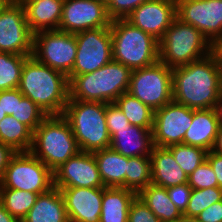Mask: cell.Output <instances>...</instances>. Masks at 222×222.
<instances>
[{
    "mask_svg": "<svg viewBox=\"0 0 222 222\" xmlns=\"http://www.w3.org/2000/svg\"><path fill=\"white\" fill-rule=\"evenodd\" d=\"M173 101L191 109L215 108L222 94V68L212 53L172 69Z\"/></svg>",
    "mask_w": 222,
    "mask_h": 222,
    "instance_id": "1",
    "label": "cell"
},
{
    "mask_svg": "<svg viewBox=\"0 0 222 222\" xmlns=\"http://www.w3.org/2000/svg\"><path fill=\"white\" fill-rule=\"evenodd\" d=\"M18 90L48 116L63 115L69 100V79L30 56L23 65Z\"/></svg>",
    "mask_w": 222,
    "mask_h": 222,
    "instance_id": "2",
    "label": "cell"
},
{
    "mask_svg": "<svg viewBox=\"0 0 222 222\" xmlns=\"http://www.w3.org/2000/svg\"><path fill=\"white\" fill-rule=\"evenodd\" d=\"M132 70L112 60L91 73L70 75L69 99L112 103L129 88Z\"/></svg>",
    "mask_w": 222,
    "mask_h": 222,
    "instance_id": "3",
    "label": "cell"
},
{
    "mask_svg": "<svg viewBox=\"0 0 222 222\" xmlns=\"http://www.w3.org/2000/svg\"><path fill=\"white\" fill-rule=\"evenodd\" d=\"M106 103L69 99L63 116L68 120L79 150L95 152L110 147Z\"/></svg>",
    "mask_w": 222,
    "mask_h": 222,
    "instance_id": "4",
    "label": "cell"
},
{
    "mask_svg": "<svg viewBox=\"0 0 222 222\" xmlns=\"http://www.w3.org/2000/svg\"><path fill=\"white\" fill-rule=\"evenodd\" d=\"M79 151L68 120L63 115H49L33 132L29 152L53 172Z\"/></svg>",
    "mask_w": 222,
    "mask_h": 222,
    "instance_id": "5",
    "label": "cell"
},
{
    "mask_svg": "<svg viewBox=\"0 0 222 222\" xmlns=\"http://www.w3.org/2000/svg\"><path fill=\"white\" fill-rule=\"evenodd\" d=\"M110 32L114 61L131 70L148 67L159 61V41L125 19L112 20Z\"/></svg>",
    "mask_w": 222,
    "mask_h": 222,
    "instance_id": "6",
    "label": "cell"
},
{
    "mask_svg": "<svg viewBox=\"0 0 222 222\" xmlns=\"http://www.w3.org/2000/svg\"><path fill=\"white\" fill-rule=\"evenodd\" d=\"M159 61L176 68L199 60L211 53V43L194 26L177 17L159 41Z\"/></svg>",
    "mask_w": 222,
    "mask_h": 222,
    "instance_id": "7",
    "label": "cell"
},
{
    "mask_svg": "<svg viewBox=\"0 0 222 222\" xmlns=\"http://www.w3.org/2000/svg\"><path fill=\"white\" fill-rule=\"evenodd\" d=\"M127 92L153 111L162 108L173 100L172 68L158 61L132 70Z\"/></svg>",
    "mask_w": 222,
    "mask_h": 222,
    "instance_id": "8",
    "label": "cell"
},
{
    "mask_svg": "<svg viewBox=\"0 0 222 222\" xmlns=\"http://www.w3.org/2000/svg\"><path fill=\"white\" fill-rule=\"evenodd\" d=\"M53 187V172L30 152H17L0 181V188L18 189L38 195Z\"/></svg>",
    "mask_w": 222,
    "mask_h": 222,
    "instance_id": "9",
    "label": "cell"
},
{
    "mask_svg": "<svg viewBox=\"0 0 222 222\" xmlns=\"http://www.w3.org/2000/svg\"><path fill=\"white\" fill-rule=\"evenodd\" d=\"M76 52L75 34L58 29L34 34L32 56L68 78L76 60Z\"/></svg>",
    "mask_w": 222,
    "mask_h": 222,
    "instance_id": "10",
    "label": "cell"
},
{
    "mask_svg": "<svg viewBox=\"0 0 222 222\" xmlns=\"http://www.w3.org/2000/svg\"><path fill=\"white\" fill-rule=\"evenodd\" d=\"M75 39L76 60L70 75L91 73L113 60L110 27L76 33Z\"/></svg>",
    "mask_w": 222,
    "mask_h": 222,
    "instance_id": "11",
    "label": "cell"
},
{
    "mask_svg": "<svg viewBox=\"0 0 222 222\" xmlns=\"http://www.w3.org/2000/svg\"><path fill=\"white\" fill-rule=\"evenodd\" d=\"M33 42L24 6L8 1L0 11V52L32 56Z\"/></svg>",
    "mask_w": 222,
    "mask_h": 222,
    "instance_id": "12",
    "label": "cell"
},
{
    "mask_svg": "<svg viewBox=\"0 0 222 222\" xmlns=\"http://www.w3.org/2000/svg\"><path fill=\"white\" fill-rule=\"evenodd\" d=\"M105 0H64L58 30L76 34L110 27Z\"/></svg>",
    "mask_w": 222,
    "mask_h": 222,
    "instance_id": "13",
    "label": "cell"
},
{
    "mask_svg": "<svg viewBox=\"0 0 222 222\" xmlns=\"http://www.w3.org/2000/svg\"><path fill=\"white\" fill-rule=\"evenodd\" d=\"M192 123V109L171 101L154 111L153 144L167 148L183 143L184 135Z\"/></svg>",
    "mask_w": 222,
    "mask_h": 222,
    "instance_id": "14",
    "label": "cell"
},
{
    "mask_svg": "<svg viewBox=\"0 0 222 222\" xmlns=\"http://www.w3.org/2000/svg\"><path fill=\"white\" fill-rule=\"evenodd\" d=\"M176 15L212 44L222 36V0H176Z\"/></svg>",
    "mask_w": 222,
    "mask_h": 222,
    "instance_id": "15",
    "label": "cell"
},
{
    "mask_svg": "<svg viewBox=\"0 0 222 222\" xmlns=\"http://www.w3.org/2000/svg\"><path fill=\"white\" fill-rule=\"evenodd\" d=\"M53 186L62 188L104 187L98 166L91 152L79 151L53 171Z\"/></svg>",
    "mask_w": 222,
    "mask_h": 222,
    "instance_id": "16",
    "label": "cell"
},
{
    "mask_svg": "<svg viewBox=\"0 0 222 222\" xmlns=\"http://www.w3.org/2000/svg\"><path fill=\"white\" fill-rule=\"evenodd\" d=\"M176 17V0H148L125 20L160 41Z\"/></svg>",
    "mask_w": 222,
    "mask_h": 222,
    "instance_id": "17",
    "label": "cell"
},
{
    "mask_svg": "<svg viewBox=\"0 0 222 222\" xmlns=\"http://www.w3.org/2000/svg\"><path fill=\"white\" fill-rule=\"evenodd\" d=\"M103 191L104 187L60 189L69 222H99Z\"/></svg>",
    "mask_w": 222,
    "mask_h": 222,
    "instance_id": "18",
    "label": "cell"
},
{
    "mask_svg": "<svg viewBox=\"0 0 222 222\" xmlns=\"http://www.w3.org/2000/svg\"><path fill=\"white\" fill-rule=\"evenodd\" d=\"M150 160L152 184L169 188L188 183L187 174L180 168L167 148L154 146Z\"/></svg>",
    "mask_w": 222,
    "mask_h": 222,
    "instance_id": "19",
    "label": "cell"
},
{
    "mask_svg": "<svg viewBox=\"0 0 222 222\" xmlns=\"http://www.w3.org/2000/svg\"><path fill=\"white\" fill-rule=\"evenodd\" d=\"M110 147L126 157L150 156L154 147L152 130L135 125L117 130L111 136Z\"/></svg>",
    "mask_w": 222,
    "mask_h": 222,
    "instance_id": "20",
    "label": "cell"
},
{
    "mask_svg": "<svg viewBox=\"0 0 222 222\" xmlns=\"http://www.w3.org/2000/svg\"><path fill=\"white\" fill-rule=\"evenodd\" d=\"M64 0H24L26 20L31 31L56 30L62 16Z\"/></svg>",
    "mask_w": 222,
    "mask_h": 222,
    "instance_id": "21",
    "label": "cell"
},
{
    "mask_svg": "<svg viewBox=\"0 0 222 222\" xmlns=\"http://www.w3.org/2000/svg\"><path fill=\"white\" fill-rule=\"evenodd\" d=\"M218 129L215 108L192 109V123L184 135L183 144L211 151Z\"/></svg>",
    "mask_w": 222,
    "mask_h": 222,
    "instance_id": "22",
    "label": "cell"
},
{
    "mask_svg": "<svg viewBox=\"0 0 222 222\" xmlns=\"http://www.w3.org/2000/svg\"><path fill=\"white\" fill-rule=\"evenodd\" d=\"M21 222H69L60 190L53 187L39 194Z\"/></svg>",
    "mask_w": 222,
    "mask_h": 222,
    "instance_id": "23",
    "label": "cell"
},
{
    "mask_svg": "<svg viewBox=\"0 0 222 222\" xmlns=\"http://www.w3.org/2000/svg\"><path fill=\"white\" fill-rule=\"evenodd\" d=\"M104 187L126 189L127 157L111 147L93 152Z\"/></svg>",
    "mask_w": 222,
    "mask_h": 222,
    "instance_id": "24",
    "label": "cell"
},
{
    "mask_svg": "<svg viewBox=\"0 0 222 222\" xmlns=\"http://www.w3.org/2000/svg\"><path fill=\"white\" fill-rule=\"evenodd\" d=\"M137 193L123 187H104L99 222H128L129 208Z\"/></svg>",
    "mask_w": 222,
    "mask_h": 222,
    "instance_id": "25",
    "label": "cell"
},
{
    "mask_svg": "<svg viewBox=\"0 0 222 222\" xmlns=\"http://www.w3.org/2000/svg\"><path fill=\"white\" fill-rule=\"evenodd\" d=\"M161 222H176L182 215L171 202L167 188L149 184L137 194Z\"/></svg>",
    "mask_w": 222,
    "mask_h": 222,
    "instance_id": "26",
    "label": "cell"
},
{
    "mask_svg": "<svg viewBox=\"0 0 222 222\" xmlns=\"http://www.w3.org/2000/svg\"><path fill=\"white\" fill-rule=\"evenodd\" d=\"M33 132L12 115L0 121V142L12 147L16 152H29Z\"/></svg>",
    "mask_w": 222,
    "mask_h": 222,
    "instance_id": "27",
    "label": "cell"
},
{
    "mask_svg": "<svg viewBox=\"0 0 222 222\" xmlns=\"http://www.w3.org/2000/svg\"><path fill=\"white\" fill-rule=\"evenodd\" d=\"M114 103L119 107L131 125L152 130L154 111L128 92L123 93Z\"/></svg>",
    "mask_w": 222,
    "mask_h": 222,
    "instance_id": "28",
    "label": "cell"
},
{
    "mask_svg": "<svg viewBox=\"0 0 222 222\" xmlns=\"http://www.w3.org/2000/svg\"><path fill=\"white\" fill-rule=\"evenodd\" d=\"M38 194L18 189L0 188V202L5 209L20 222L35 204Z\"/></svg>",
    "mask_w": 222,
    "mask_h": 222,
    "instance_id": "29",
    "label": "cell"
},
{
    "mask_svg": "<svg viewBox=\"0 0 222 222\" xmlns=\"http://www.w3.org/2000/svg\"><path fill=\"white\" fill-rule=\"evenodd\" d=\"M29 57L0 52V91L18 88L23 65Z\"/></svg>",
    "mask_w": 222,
    "mask_h": 222,
    "instance_id": "30",
    "label": "cell"
},
{
    "mask_svg": "<svg viewBox=\"0 0 222 222\" xmlns=\"http://www.w3.org/2000/svg\"><path fill=\"white\" fill-rule=\"evenodd\" d=\"M151 184L150 156L127 157L126 189L137 194Z\"/></svg>",
    "mask_w": 222,
    "mask_h": 222,
    "instance_id": "31",
    "label": "cell"
},
{
    "mask_svg": "<svg viewBox=\"0 0 222 222\" xmlns=\"http://www.w3.org/2000/svg\"><path fill=\"white\" fill-rule=\"evenodd\" d=\"M180 168L189 177L190 174L206 161L207 150L186 144H175L167 147Z\"/></svg>",
    "mask_w": 222,
    "mask_h": 222,
    "instance_id": "32",
    "label": "cell"
},
{
    "mask_svg": "<svg viewBox=\"0 0 222 222\" xmlns=\"http://www.w3.org/2000/svg\"><path fill=\"white\" fill-rule=\"evenodd\" d=\"M12 116L34 132L48 115L16 88V107Z\"/></svg>",
    "mask_w": 222,
    "mask_h": 222,
    "instance_id": "33",
    "label": "cell"
},
{
    "mask_svg": "<svg viewBox=\"0 0 222 222\" xmlns=\"http://www.w3.org/2000/svg\"><path fill=\"white\" fill-rule=\"evenodd\" d=\"M222 200V188L192 189L186 211L187 216L197 217L203 210Z\"/></svg>",
    "mask_w": 222,
    "mask_h": 222,
    "instance_id": "34",
    "label": "cell"
},
{
    "mask_svg": "<svg viewBox=\"0 0 222 222\" xmlns=\"http://www.w3.org/2000/svg\"><path fill=\"white\" fill-rule=\"evenodd\" d=\"M188 184L192 189L218 187L216 174L207 160L190 174Z\"/></svg>",
    "mask_w": 222,
    "mask_h": 222,
    "instance_id": "35",
    "label": "cell"
},
{
    "mask_svg": "<svg viewBox=\"0 0 222 222\" xmlns=\"http://www.w3.org/2000/svg\"><path fill=\"white\" fill-rule=\"evenodd\" d=\"M111 20L125 19L134 9L148 0H105Z\"/></svg>",
    "mask_w": 222,
    "mask_h": 222,
    "instance_id": "36",
    "label": "cell"
},
{
    "mask_svg": "<svg viewBox=\"0 0 222 222\" xmlns=\"http://www.w3.org/2000/svg\"><path fill=\"white\" fill-rule=\"evenodd\" d=\"M105 118L110 137L117 130L130 128L131 126L127 117L114 102L106 104Z\"/></svg>",
    "mask_w": 222,
    "mask_h": 222,
    "instance_id": "37",
    "label": "cell"
},
{
    "mask_svg": "<svg viewBox=\"0 0 222 222\" xmlns=\"http://www.w3.org/2000/svg\"><path fill=\"white\" fill-rule=\"evenodd\" d=\"M128 222H161V220L156 217L137 195L130 205Z\"/></svg>",
    "mask_w": 222,
    "mask_h": 222,
    "instance_id": "38",
    "label": "cell"
},
{
    "mask_svg": "<svg viewBox=\"0 0 222 222\" xmlns=\"http://www.w3.org/2000/svg\"><path fill=\"white\" fill-rule=\"evenodd\" d=\"M192 188L188 183L167 188V193L172 203L183 214L188 206Z\"/></svg>",
    "mask_w": 222,
    "mask_h": 222,
    "instance_id": "39",
    "label": "cell"
},
{
    "mask_svg": "<svg viewBox=\"0 0 222 222\" xmlns=\"http://www.w3.org/2000/svg\"><path fill=\"white\" fill-rule=\"evenodd\" d=\"M197 218L201 222H222V200L203 210Z\"/></svg>",
    "mask_w": 222,
    "mask_h": 222,
    "instance_id": "40",
    "label": "cell"
},
{
    "mask_svg": "<svg viewBox=\"0 0 222 222\" xmlns=\"http://www.w3.org/2000/svg\"><path fill=\"white\" fill-rule=\"evenodd\" d=\"M0 101L1 107L3 111L6 112L7 115H12L15 113L16 107V88L0 91Z\"/></svg>",
    "mask_w": 222,
    "mask_h": 222,
    "instance_id": "41",
    "label": "cell"
},
{
    "mask_svg": "<svg viewBox=\"0 0 222 222\" xmlns=\"http://www.w3.org/2000/svg\"><path fill=\"white\" fill-rule=\"evenodd\" d=\"M16 153L12 147L0 142V181L4 178L7 166Z\"/></svg>",
    "mask_w": 222,
    "mask_h": 222,
    "instance_id": "42",
    "label": "cell"
},
{
    "mask_svg": "<svg viewBox=\"0 0 222 222\" xmlns=\"http://www.w3.org/2000/svg\"><path fill=\"white\" fill-rule=\"evenodd\" d=\"M206 160L216 174L218 187L222 188V155L211 150L207 152Z\"/></svg>",
    "mask_w": 222,
    "mask_h": 222,
    "instance_id": "43",
    "label": "cell"
},
{
    "mask_svg": "<svg viewBox=\"0 0 222 222\" xmlns=\"http://www.w3.org/2000/svg\"><path fill=\"white\" fill-rule=\"evenodd\" d=\"M211 53L215 57L219 66L222 68V36L218 37L211 44Z\"/></svg>",
    "mask_w": 222,
    "mask_h": 222,
    "instance_id": "44",
    "label": "cell"
},
{
    "mask_svg": "<svg viewBox=\"0 0 222 222\" xmlns=\"http://www.w3.org/2000/svg\"><path fill=\"white\" fill-rule=\"evenodd\" d=\"M0 222H20L18 219L13 217L0 202Z\"/></svg>",
    "mask_w": 222,
    "mask_h": 222,
    "instance_id": "45",
    "label": "cell"
},
{
    "mask_svg": "<svg viewBox=\"0 0 222 222\" xmlns=\"http://www.w3.org/2000/svg\"><path fill=\"white\" fill-rule=\"evenodd\" d=\"M212 151L222 155V128L218 129V133Z\"/></svg>",
    "mask_w": 222,
    "mask_h": 222,
    "instance_id": "46",
    "label": "cell"
},
{
    "mask_svg": "<svg viewBox=\"0 0 222 222\" xmlns=\"http://www.w3.org/2000/svg\"><path fill=\"white\" fill-rule=\"evenodd\" d=\"M215 113L217 117L218 127L222 128V94L217 101Z\"/></svg>",
    "mask_w": 222,
    "mask_h": 222,
    "instance_id": "47",
    "label": "cell"
},
{
    "mask_svg": "<svg viewBox=\"0 0 222 222\" xmlns=\"http://www.w3.org/2000/svg\"><path fill=\"white\" fill-rule=\"evenodd\" d=\"M176 222H201L197 217L182 214Z\"/></svg>",
    "mask_w": 222,
    "mask_h": 222,
    "instance_id": "48",
    "label": "cell"
},
{
    "mask_svg": "<svg viewBox=\"0 0 222 222\" xmlns=\"http://www.w3.org/2000/svg\"><path fill=\"white\" fill-rule=\"evenodd\" d=\"M6 112L3 111V108L1 107V101H0V121L6 117Z\"/></svg>",
    "mask_w": 222,
    "mask_h": 222,
    "instance_id": "49",
    "label": "cell"
},
{
    "mask_svg": "<svg viewBox=\"0 0 222 222\" xmlns=\"http://www.w3.org/2000/svg\"><path fill=\"white\" fill-rule=\"evenodd\" d=\"M8 2V0H0V11L4 7V5Z\"/></svg>",
    "mask_w": 222,
    "mask_h": 222,
    "instance_id": "50",
    "label": "cell"
},
{
    "mask_svg": "<svg viewBox=\"0 0 222 222\" xmlns=\"http://www.w3.org/2000/svg\"><path fill=\"white\" fill-rule=\"evenodd\" d=\"M9 2H18V3H22L24 0H8Z\"/></svg>",
    "mask_w": 222,
    "mask_h": 222,
    "instance_id": "51",
    "label": "cell"
}]
</instances>
